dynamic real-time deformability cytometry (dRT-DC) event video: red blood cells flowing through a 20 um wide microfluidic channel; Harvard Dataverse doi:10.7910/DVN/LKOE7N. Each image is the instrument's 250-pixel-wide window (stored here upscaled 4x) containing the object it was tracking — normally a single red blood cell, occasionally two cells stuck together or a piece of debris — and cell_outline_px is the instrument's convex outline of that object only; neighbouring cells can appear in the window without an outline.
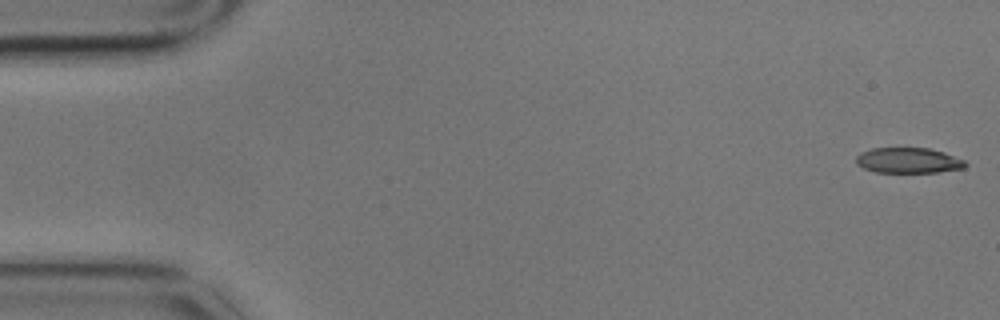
{"species": "common noctule bat (a hibernating species)", "species_latin": "Nyctalus noctula", "temperature_condition": "cold", "stored_images_in_passage": 5, "camera_frame_rate_fps": 3000, "um_per_image_px": 0.085, "animal": {"sex": "male", "body_mass_g": 17.9}, "frame": {"image": 1, "passage_image": 1, "time_ms": 0.0, "image_size_px": [1000, 320], "cell_outline_px": [[968, 164], [964, 168], [936, 172], [876, 172], [864, 168], [856, 164], [856, 156], [860, 152], [872, 148], [928, 148], [944, 152], [964, 160]], "centroid_in_image_um": [77.2, 13.63], "position_along_channel_um": 7.8, "area_um2": 16.18}}
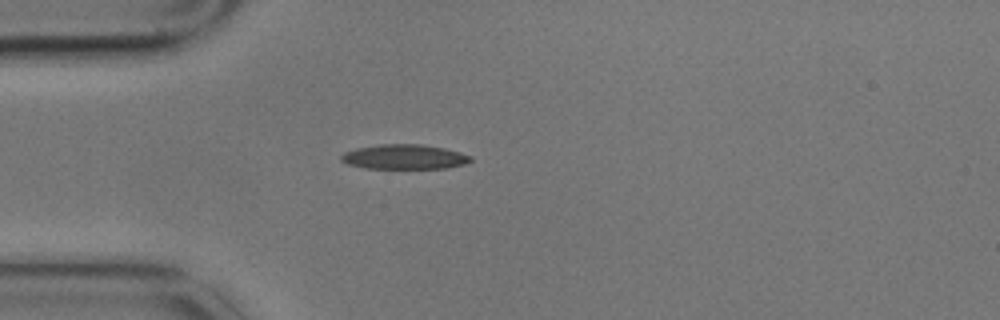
{"frame": {"image": 2, "passage_image": 5, "time_ms": 1.333, "image_size_px": [1000, 320], "cell_outline_px": [[472, 160], [464, 164], [448, 168], [364, 168], [348, 164], [340, 160], [340, 156], [344, 152], [356, 148], [380, 144], [420, 144], [444, 148], [460, 152], [472, 156]], "centroid_in_image_um": [34.36, 13.33], "position_along_channel_um": 50.6, "area_um2": 18.67}}